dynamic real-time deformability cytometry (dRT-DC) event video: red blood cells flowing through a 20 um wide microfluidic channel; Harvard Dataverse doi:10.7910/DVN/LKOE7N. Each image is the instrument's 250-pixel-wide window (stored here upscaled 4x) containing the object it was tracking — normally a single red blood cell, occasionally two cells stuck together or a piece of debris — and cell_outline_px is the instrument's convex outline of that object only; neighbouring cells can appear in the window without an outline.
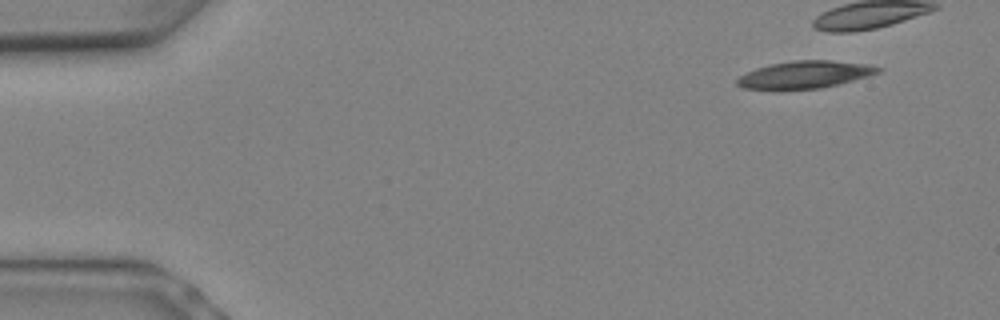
{"species": "Egyptian fruit bat (a non-hibernating species)", "species_latin": "Rousettus aegyptiacus", "temperature_condition": "warm", "stored_images_in_passage": 8, "camera_frame_rate_fps": 3000, "um_per_image_px": 0.085, "animal": {"sex": "female"}, "frame": {"image": 1, "passage_image": 2, "time_ms": 0.333, "image_size_px": [1000, 320], "cell_outline_px": [[860, 72], [824, 84], [800, 88], [764, 88], [788, 64], [836, 64], [852, 68]], "centroid_in_image_um": [68.8, 6.41], "position_along_channel_um": 16.2, "area_um2": 11.04}}